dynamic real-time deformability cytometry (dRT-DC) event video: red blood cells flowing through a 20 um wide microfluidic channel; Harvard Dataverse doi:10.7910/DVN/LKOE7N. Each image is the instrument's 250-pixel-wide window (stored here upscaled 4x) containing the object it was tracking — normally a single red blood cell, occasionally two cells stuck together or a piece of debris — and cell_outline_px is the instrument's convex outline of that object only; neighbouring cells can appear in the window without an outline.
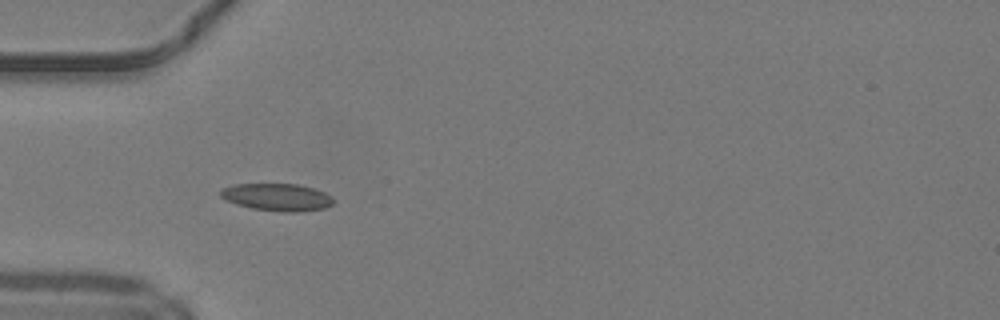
{"species": "common noctule bat (a hibernating species)", "species_latin": "Nyctalus noctula", "temperature_condition": "warm", "stored_images_in_passage": 32, "camera_frame_rate_fps": 3000, "um_per_image_px": 0.085, "animal": {"sex": "male", "body_mass_g": 19.2, "forearm_length_mm": 51.8}, "frame": {"image": 1, "passage_image": 1, "time_ms": 0.0, "image_size_px": [1000, 320], "cell_outline_px": [[336, 200], [332, 204], [324, 208], [300, 212], [280, 212], [252, 208], [236, 204], [224, 200], [220, 196], [220, 188], [232, 184], [296, 184], [312, 188], [324, 192], [332, 196]], "centroid_in_image_um": [23.53, 16.76], "position_along_channel_um": 61.5, "area_um2": 18.21}}
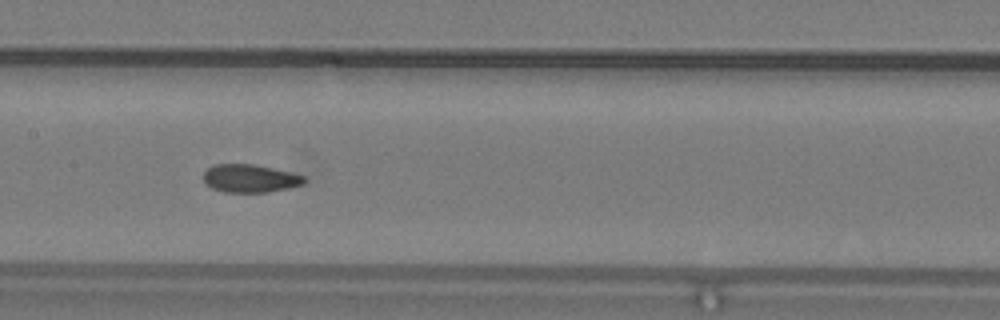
{"frame": {"image": 2, "passage_image": 10, "time_ms": 3.0, "image_size_px": [1000, 320], "cell_outline_px": [[308, 180], [304, 184], [288, 188], [268, 192], [224, 192], [212, 188], [204, 184], [204, 172], [208, 168], [216, 164], [252, 164], [272, 168], [304, 176]], "centroid_in_image_um": [21.24, 15.17], "position_along_channel_um": 186.2, "area_um2": 16.42}, "authors_computed_cell_mechanics": {"area_um2": 16.7042, "velocity_mm_per_s": 4.221, "shape_relaxation_time_tau1_ms": 10.4011, "shape_relaxation_time_tau2_ms": 0.7693, "deformation_change_tau1": 0.2057, "deformation_change_tau2": 0.055}}